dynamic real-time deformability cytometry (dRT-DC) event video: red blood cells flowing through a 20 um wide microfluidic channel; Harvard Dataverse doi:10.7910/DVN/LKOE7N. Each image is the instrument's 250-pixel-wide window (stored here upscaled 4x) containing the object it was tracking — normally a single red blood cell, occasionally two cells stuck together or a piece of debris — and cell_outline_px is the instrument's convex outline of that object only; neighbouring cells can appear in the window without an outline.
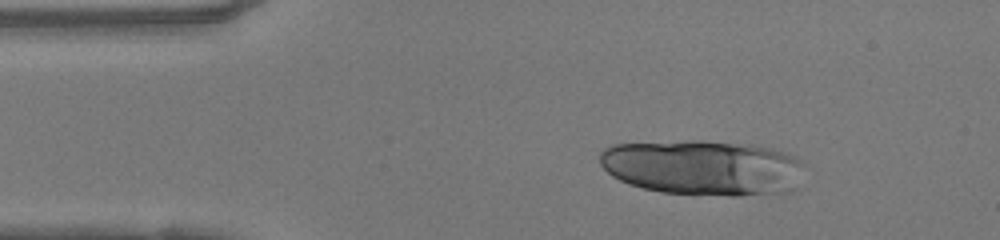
{"species": "human", "species_latin": "Homo sapiens", "temperature_condition": "warm", "stored_images_in_passage": 46, "camera_frame_rate_fps": 3000, "um_per_image_px": 0.085, "donor": {"sex": "female"}, "frame": {"image": 1, "passage_image": 6, "time_ms": 1.667, "image_size_px": [1000, 240], "cell_outline_px": [[808, 164], [796, 188], [792, 192], [740, 196], [728, 196], [660, 192], [628, 184], [612, 176], [600, 164], [600, 152], [604, 148], [612, 144], [688, 140], [696, 140], [760, 144], [788, 152], [796, 156]], "centroid_in_image_um": [59.86, 14.23], "position_along_channel_um": 25.1, "area_um2": 67.74}}